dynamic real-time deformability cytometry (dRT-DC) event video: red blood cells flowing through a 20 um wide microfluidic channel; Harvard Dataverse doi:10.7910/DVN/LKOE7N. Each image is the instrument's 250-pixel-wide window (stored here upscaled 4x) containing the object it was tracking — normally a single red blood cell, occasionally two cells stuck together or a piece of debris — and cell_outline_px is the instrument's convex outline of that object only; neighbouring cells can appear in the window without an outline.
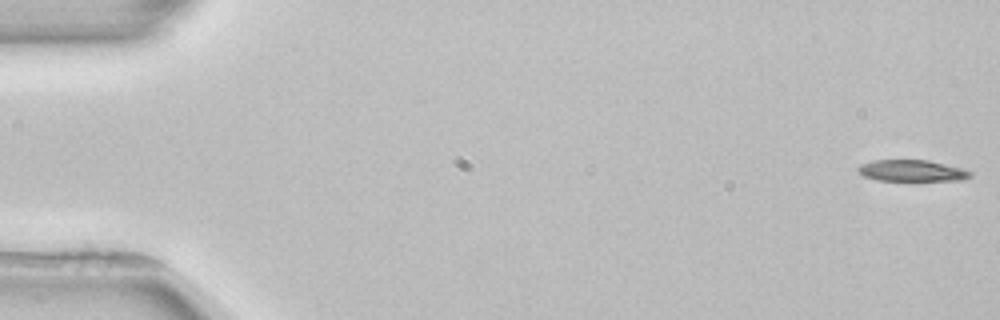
{"species": "common noctule bat (a hibernating species)", "species_latin": "Nyctalus noctula", "temperature_condition": "room temperature", "stored_images_in_passage": 6, "camera_frame_rate_fps": 3000, "um_per_image_px": 0.085, "animal": {"sex": "female", "body_mass_g": 22.7, "forearm_length_mm": 54.2}, "frame": {"image": 1, "passage_image": 1, "time_ms": 0.0, "image_size_px": [1000, 320], "cell_outline_px": [[972, 176], [964, 180], [876, 180], [864, 176], [856, 172], [856, 168], [860, 164], [872, 160], [928, 160], [960, 168], [972, 172]], "centroid_in_image_um": [77.45, 14.5], "position_along_channel_um": 7.5, "area_um2": 13.99}}
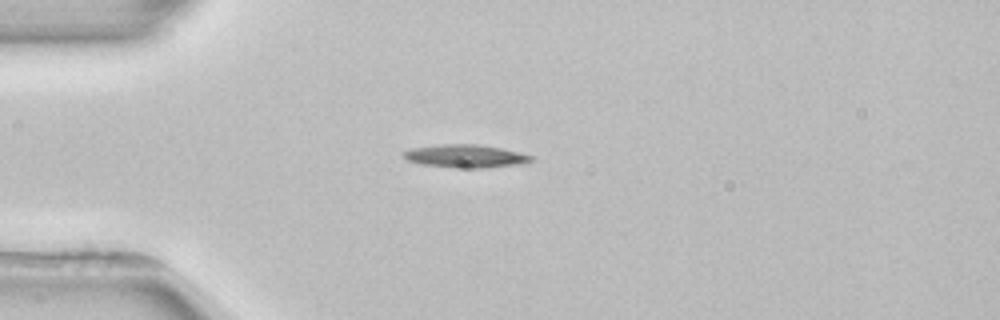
{"frame": {"image": 2, "passage_image": 4, "time_ms": 4.333, "image_size_px": [1000, 320], "cell_outline_px": [[532, 160], [516, 164], [484, 168], [452, 168], [420, 164], [408, 160], [400, 156], [400, 152], [408, 148], [440, 144], [480, 144], [500, 148], [532, 156]], "centroid_in_image_um": [39.41, 13.26], "position_along_channel_um": 45.6, "area_um2": 17.22}}
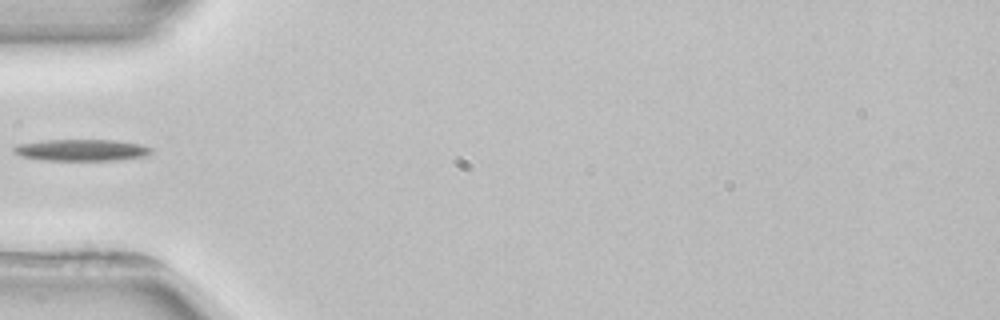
{"frame": {"image": 3, "passage_image": 5, "time_ms": 5.667, "image_size_px": [1000, 320], "cell_outline_px": [[152, 152], [144, 156], [116, 160], [44, 160], [20, 156], [12, 148], [16, 144], [48, 140], [116, 140], [140, 144], [152, 148]], "centroid_in_image_um": [6.93, 12.75], "position_along_channel_um": 78.1, "area_um2": 17.17}}